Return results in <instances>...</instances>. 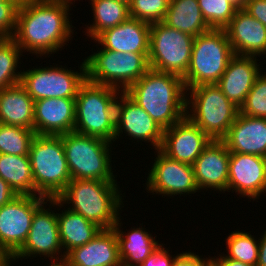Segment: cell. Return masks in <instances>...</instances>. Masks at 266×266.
Segmentation results:
<instances>
[{"instance_id": "cell-1", "label": "cell", "mask_w": 266, "mask_h": 266, "mask_svg": "<svg viewBox=\"0 0 266 266\" xmlns=\"http://www.w3.org/2000/svg\"><path fill=\"white\" fill-rule=\"evenodd\" d=\"M72 3L71 0L21 1L12 37L21 51L39 58L55 54L68 45L74 34L69 17Z\"/></svg>"}, {"instance_id": "cell-2", "label": "cell", "mask_w": 266, "mask_h": 266, "mask_svg": "<svg viewBox=\"0 0 266 266\" xmlns=\"http://www.w3.org/2000/svg\"><path fill=\"white\" fill-rule=\"evenodd\" d=\"M119 187L117 181L72 179L57 198L48 199L47 205L50 209L55 206L61 210L64 204H68V209L102 229L114 228L124 207L122 197L125 196L120 193Z\"/></svg>"}, {"instance_id": "cell-3", "label": "cell", "mask_w": 266, "mask_h": 266, "mask_svg": "<svg viewBox=\"0 0 266 266\" xmlns=\"http://www.w3.org/2000/svg\"><path fill=\"white\" fill-rule=\"evenodd\" d=\"M125 92L164 130L186 116L187 90L180 76L150 68Z\"/></svg>"}, {"instance_id": "cell-4", "label": "cell", "mask_w": 266, "mask_h": 266, "mask_svg": "<svg viewBox=\"0 0 266 266\" xmlns=\"http://www.w3.org/2000/svg\"><path fill=\"white\" fill-rule=\"evenodd\" d=\"M120 90L85 80L75 97L77 133L114 143L116 103Z\"/></svg>"}, {"instance_id": "cell-5", "label": "cell", "mask_w": 266, "mask_h": 266, "mask_svg": "<svg viewBox=\"0 0 266 266\" xmlns=\"http://www.w3.org/2000/svg\"><path fill=\"white\" fill-rule=\"evenodd\" d=\"M29 158L36 195L57 198L72 180L62 135H36L30 146Z\"/></svg>"}, {"instance_id": "cell-6", "label": "cell", "mask_w": 266, "mask_h": 266, "mask_svg": "<svg viewBox=\"0 0 266 266\" xmlns=\"http://www.w3.org/2000/svg\"><path fill=\"white\" fill-rule=\"evenodd\" d=\"M186 90V116L211 140H222L236 120L239 108L228 100L217 84Z\"/></svg>"}, {"instance_id": "cell-7", "label": "cell", "mask_w": 266, "mask_h": 266, "mask_svg": "<svg viewBox=\"0 0 266 266\" xmlns=\"http://www.w3.org/2000/svg\"><path fill=\"white\" fill-rule=\"evenodd\" d=\"M62 144L72 179L117 181L112 169V144L75 131L62 135Z\"/></svg>"}, {"instance_id": "cell-8", "label": "cell", "mask_w": 266, "mask_h": 266, "mask_svg": "<svg viewBox=\"0 0 266 266\" xmlns=\"http://www.w3.org/2000/svg\"><path fill=\"white\" fill-rule=\"evenodd\" d=\"M233 55L224 29H211L194 37L190 65L183 77L185 88L217 84Z\"/></svg>"}, {"instance_id": "cell-9", "label": "cell", "mask_w": 266, "mask_h": 266, "mask_svg": "<svg viewBox=\"0 0 266 266\" xmlns=\"http://www.w3.org/2000/svg\"><path fill=\"white\" fill-rule=\"evenodd\" d=\"M148 55L116 52L101 46L84 60L86 80L126 91L150 69Z\"/></svg>"}, {"instance_id": "cell-10", "label": "cell", "mask_w": 266, "mask_h": 266, "mask_svg": "<svg viewBox=\"0 0 266 266\" xmlns=\"http://www.w3.org/2000/svg\"><path fill=\"white\" fill-rule=\"evenodd\" d=\"M194 37L163 22L150 26L149 66L183 78L189 68Z\"/></svg>"}, {"instance_id": "cell-11", "label": "cell", "mask_w": 266, "mask_h": 266, "mask_svg": "<svg viewBox=\"0 0 266 266\" xmlns=\"http://www.w3.org/2000/svg\"><path fill=\"white\" fill-rule=\"evenodd\" d=\"M33 68L22 71L20 84L28 95L38 101L44 98H75L81 84L86 80L85 63L80 64V72L62 65Z\"/></svg>"}, {"instance_id": "cell-12", "label": "cell", "mask_w": 266, "mask_h": 266, "mask_svg": "<svg viewBox=\"0 0 266 266\" xmlns=\"http://www.w3.org/2000/svg\"><path fill=\"white\" fill-rule=\"evenodd\" d=\"M17 195L0 208V243L13 256L27 239L35 211L47 200Z\"/></svg>"}, {"instance_id": "cell-13", "label": "cell", "mask_w": 266, "mask_h": 266, "mask_svg": "<svg viewBox=\"0 0 266 266\" xmlns=\"http://www.w3.org/2000/svg\"><path fill=\"white\" fill-rule=\"evenodd\" d=\"M47 202L48 199L35 211L26 241L12 256L14 263L23 258H35L37 255L44 258L50 257L49 260L53 261L65 259L66 255L62 251L59 238L57 212L46 208ZM59 254L61 255L59 256Z\"/></svg>"}, {"instance_id": "cell-14", "label": "cell", "mask_w": 266, "mask_h": 266, "mask_svg": "<svg viewBox=\"0 0 266 266\" xmlns=\"http://www.w3.org/2000/svg\"><path fill=\"white\" fill-rule=\"evenodd\" d=\"M151 170L148 171L146 189L152 193L167 197L189 195L199 192L191 164L179 162L163 154L159 149L155 151Z\"/></svg>"}, {"instance_id": "cell-15", "label": "cell", "mask_w": 266, "mask_h": 266, "mask_svg": "<svg viewBox=\"0 0 266 266\" xmlns=\"http://www.w3.org/2000/svg\"><path fill=\"white\" fill-rule=\"evenodd\" d=\"M123 132L133 141L150 142L153 149L157 150L160 149L164 129L125 91H121L116 103L114 142L122 137Z\"/></svg>"}, {"instance_id": "cell-16", "label": "cell", "mask_w": 266, "mask_h": 266, "mask_svg": "<svg viewBox=\"0 0 266 266\" xmlns=\"http://www.w3.org/2000/svg\"><path fill=\"white\" fill-rule=\"evenodd\" d=\"M228 190L242 198L259 199L266 192V157L231 153Z\"/></svg>"}, {"instance_id": "cell-17", "label": "cell", "mask_w": 266, "mask_h": 266, "mask_svg": "<svg viewBox=\"0 0 266 266\" xmlns=\"http://www.w3.org/2000/svg\"><path fill=\"white\" fill-rule=\"evenodd\" d=\"M211 139L187 116L164 130L160 151L167 157L193 164Z\"/></svg>"}, {"instance_id": "cell-18", "label": "cell", "mask_w": 266, "mask_h": 266, "mask_svg": "<svg viewBox=\"0 0 266 266\" xmlns=\"http://www.w3.org/2000/svg\"><path fill=\"white\" fill-rule=\"evenodd\" d=\"M230 151L222 140H211L192 164L199 190L228 192Z\"/></svg>"}, {"instance_id": "cell-19", "label": "cell", "mask_w": 266, "mask_h": 266, "mask_svg": "<svg viewBox=\"0 0 266 266\" xmlns=\"http://www.w3.org/2000/svg\"><path fill=\"white\" fill-rule=\"evenodd\" d=\"M75 98H44L34 101L36 135L60 136L74 130Z\"/></svg>"}, {"instance_id": "cell-20", "label": "cell", "mask_w": 266, "mask_h": 266, "mask_svg": "<svg viewBox=\"0 0 266 266\" xmlns=\"http://www.w3.org/2000/svg\"><path fill=\"white\" fill-rule=\"evenodd\" d=\"M224 30L234 54L266 57V26L244 9L236 11Z\"/></svg>"}, {"instance_id": "cell-21", "label": "cell", "mask_w": 266, "mask_h": 266, "mask_svg": "<svg viewBox=\"0 0 266 266\" xmlns=\"http://www.w3.org/2000/svg\"><path fill=\"white\" fill-rule=\"evenodd\" d=\"M64 261L68 266H120L116 231L102 229L88 243L69 251Z\"/></svg>"}, {"instance_id": "cell-22", "label": "cell", "mask_w": 266, "mask_h": 266, "mask_svg": "<svg viewBox=\"0 0 266 266\" xmlns=\"http://www.w3.org/2000/svg\"><path fill=\"white\" fill-rule=\"evenodd\" d=\"M151 24L129 17L119 25L100 33L94 42L116 52L149 53Z\"/></svg>"}, {"instance_id": "cell-23", "label": "cell", "mask_w": 266, "mask_h": 266, "mask_svg": "<svg viewBox=\"0 0 266 266\" xmlns=\"http://www.w3.org/2000/svg\"><path fill=\"white\" fill-rule=\"evenodd\" d=\"M258 57L234 54L217 85L229 101L238 108L253 87L256 77L261 73Z\"/></svg>"}, {"instance_id": "cell-24", "label": "cell", "mask_w": 266, "mask_h": 266, "mask_svg": "<svg viewBox=\"0 0 266 266\" xmlns=\"http://www.w3.org/2000/svg\"><path fill=\"white\" fill-rule=\"evenodd\" d=\"M222 141L230 153L266 157V118L239 113Z\"/></svg>"}, {"instance_id": "cell-25", "label": "cell", "mask_w": 266, "mask_h": 266, "mask_svg": "<svg viewBox=\"0 0 266 266\" xmlns=\"http://www.w3.org/2000/svg\"><path fill=\"white\" fill-rule=\"evenodd\" d=\"M0 123L34 130V100L20 83L0 90Z\"/></svg>"}, {"instance_id": "cell-26", "label": "cell", "mask_w": 266, "mask_h": 266, "mask_svg": "<svg viewBox=\"0 0 266 266\" xmlns=\"http://www.w3.org/2000/svg\"><path fill=\"white\" fill-rule=\"evenodd\" d=\"M121 216L114 225L118 239L119 256L122 264L126 266H139L160 245L153 235L144 227H133L129 232L121 230ZM150 233V234H149Z\"/></svg>"}, {"instance_id": "cell-27", "label": "cell", "mask_w": 266, "mask_h": 266, "mask_svg": "<svg viewBox=\"0 0 266 266\" xmlns=\"http://www.w3.org/2000/svg\"><path fill=\"white\" fill-rule=\"evenodd\" d=\"M64 210V211H63ZM57 213L59 238L64 254L92 240L102 228L70 209Z\"/></svg>"}, {"instance_id": "cell-28", "label": "cell", "mask_w": 266, "mask_h": 266, "mask_svg": "<svg viewBox=\"0 0 266 266\" xmlns=\"http://www.w3.org/2000/svg\"><path fill=\"white\" fill-rule=\"evenodd\" d=\"M163 23L193 37L211 30L203 18L198 0L169 1Z\"/></svg>"}, {"instance_id": "cell-29", "label": "cell", "mask_w": 266, "mask_h": 266, "mask_svg": "<svg viewBox=\"0 0 266 266\" xmlns=\"http://www.w3.org/2000/svg\"><path fill=\"white\" fill-rule=\"evenodd\" d=\"M0 177L17 195H36L29 155L0 154Z\"/></svg>"}, {"instance_id": "cell-30", "label": "cell", "mask_w": 266, "mask_h": 266, "mask_svg": "<svg viewBox=\"0 0 266 266\" xmlns=\"http://www.w3.org/2000/svg\"><path fill=\"white\" fill-rule=\"evenodd\" d=\"M93 23L88 24L85 32L94 40L104 30L115 27L130 17L129 6L117 0H90ZM90 25V26H89Z\"/></svg>"}, {"instance_id": "cell-31", "label": "cell", "mask_w": 266, "mask_h": 266, "mask_svg": "<svg viewBox=\"0 0 266 266\" xmlns=\"http://www.w3.org/2000/svg\"><path fill=\"white\" fill-rule=\"evenodd\" d=\"M23 52L12 38H0V90L20 83L18 64ZM18 71V72H16Z\"/></svg>"}, {"instance_id": "cell-32", "label": "cell", "mask_w": 266, "mask_h": 266, "mask_svg": "<svg viewBox=\"0 0 266 266\" xmlns=\"http://www.w3.org/2000/svg\"><path fill=\"white\" fill-rule=\"evenodd\" d=\"M244 231V232H243ZM233 231L226 240V250L224 256L236 261H241L251 266H257L259 238L256 240L254 235L249 232Z\"/></svg>"}, {"instance_id": "cell-33", "label": "cell", "mask_w": 266, "mask_h": 266, "mask_svg": "<svg viewBox=\"0 0 266 266\" xmlns=\"http://www.w3.org/2000/svg\"><path fill=\"white\" fill-rule=\"evenodd\" d=\"M34 130L0 123V154L29 155Z\"/></svg>"}, {"instance_id": "cell-34", "label": "cell", "mask_w": 266, "mask_h": 266, "mask_svg": "<svg viewBox=\"0 0 266 266\" xmlns=\"http://www.w3.org/2000/svg\"><path fill=\"white\" fill-rule=\"evenodd\" d=\"M198 4L211 29H224L238 10L228 0H198Z\"/></svg>"}, {"instance_id": "cell-35", "label": "cell", "mask_w": 266, "mask_h": 266, "mask_svg": "<svg viewBox=\"0 0 266 266\" xmlns=\"http://www.w3.org/2000/svg\"><path fill=\"white\" fill-rule=\"evenodd\" d=\"M239 113L252 117L266 118V72H261L247 94Z\"/></svg>"}, {"instance_id": "cell-36", "label": "cell", "mask_w": 266, "mask_h": 266, "mask_svg": "<svg viewBox=\"0 0 266 266\" xmlns=\"http://www.w3.org/2000/svg\"><path fill=\"white\" fill-rule=\"evenodd\" d=\"M169 0H133L129 5L130 17L149 24L163 22Z\"/></svg>"}, {"instance_id": "cell-37", "label": "cell", "mask_w": 266, "mask_h": 266, "mask_svg": "<svg viewBox=\"0 0 266 266\" xmlns=\"http://www.w3.org/2000/svg\"><path fill=\"white\" fill-rule=\"evenodd\" d=\"M20 4V0H5L0 2V38L13 37Z\"/></svg>"}, {"instance_id": "cell-38", "label": "cell", "mask_w": 266, "mask_h": 266, "mask_svg": "<svg viewBox=\"0 0 266 266\" xmlns=\"http://www.w3.org/2000/svg\"><path fill=\"white\" fill-rule=\"evenodd\" d=\"M169 252L168 248L160 244L139 266H172L176 256L170 255Z\"/></svg>"}, {"instance_id": "cell-39", "label": "cell", "mask_w": 266, "mask_h": 266, "mask_svg": "<svg viewBox=\"0 0 266 266\" xmlns=\"http://www.w3.org/2000/svg\"><path fill=\"white\" fill-rule=\"evenodd\" d=\"M172 266H211V259L202 258L191 251H185L176 255Z\"/></svg>"}, {"instance_id": "cell-40", "label": "cell", "mask_w": 266, "mask_h": 266, "mask_svg": "<svg viewBox=\"0 0 266 266\" xmlns=\"http://www.w3.org/2000/svg\"><path fill=\"white\" fill-rule=\"evenodd\" d=\"M244 10L266 26V0H247Z\"/></svg>"}, {"instance_id": "cell-41", "label": "cell", "mask_w": 266, "mask_h": 266, "mask_svg": "<svg viewBox=\"0 0 266 266\" xmlns=\"http://www.w3.org/2000/svg\"><path fill=\"white\" fill-rule=\"evenodd\" d=\"M17 194L9 184L0 177V208L12 200Z\"/></svg>"}, {"instance_id": "cell-42", "label": "cell", "mask_w": 266, "mask_h": 266, "mask_svg": "<svg viewBox=\"0 0 266 266\" xmlns=\"http://www.w3.org/2000/svg\"><path fill=\"white\" fill-rule=\"evenodd\" d=\"M220 256V257H219ZM218 257H210L211 259V266H251L248 264H245L241 261H236L230 258H226L224 254H220ZM216 257V258H215Z\"/></svg>"}, {"instance_id": "cell-43", "label": "cell", "mask_w": 266, "mask_h": 266, "mask_svg": "<svg viewBox=\"0 0 266 266\" xmlns=\"http://www.w3.org/2000/svg\"><path fill=\"white\" fill-rule=\"evenodd\" d=\"M266 228V227H265ZM260 235L257 266H266V230Z\"/></svg>"}, {"instance_id": "cell-44", "label": "cell", "mask_w": 266, "mask_h": 266, "mask_svg": "<svg viewBox=\"0 0 266 266\" xmlns=\"http://www.w3.org/2000/svg\"><path fill=\"white\" fill-rule=\"evenodd\" d=\"M12 262V255L0 243V266H7Z\"/></svg>"}, {"instance_id": "cell-45", "label": "cell", "mask_w": 266, "mask_h": 266, "mask_svg": "<svg viewBox=\"0 0 266 266\" xmlns=\"http://www.w3.org/2000/svg\"><path fill=\"white\" fill-rule=\"evenodd\" d=\"M237 9H244L247 0H228Z\"/></svg>"}, {"instance_id": "cell-46", "label": "cell", "mask_w": 266, "mask_h": 266, "mask_svg": "<svg viewBox=\"0 0 266 266\" xmlns=\"http://www.w3.org/2000/svg\"><path fill=\"white\" fill-rule=\"evenodd\" d=\"M48 266H68V264L63 260V261H52L51 264Z\"/></svg>"}, {"instance_id": "cell-47", "label": "cell", "mask_w": 266, "mask_h": 266, "mask_svg": "<svg viewBox=\"0 0 266 266\" xmlns=\"http://www.w3.org/2000/svg\"><path fill=\"white\" fill-rule=\"evenodd\" d=\"M117 1H121L129 6L133 0H117Z\"/></svg>"}]
</instances>
